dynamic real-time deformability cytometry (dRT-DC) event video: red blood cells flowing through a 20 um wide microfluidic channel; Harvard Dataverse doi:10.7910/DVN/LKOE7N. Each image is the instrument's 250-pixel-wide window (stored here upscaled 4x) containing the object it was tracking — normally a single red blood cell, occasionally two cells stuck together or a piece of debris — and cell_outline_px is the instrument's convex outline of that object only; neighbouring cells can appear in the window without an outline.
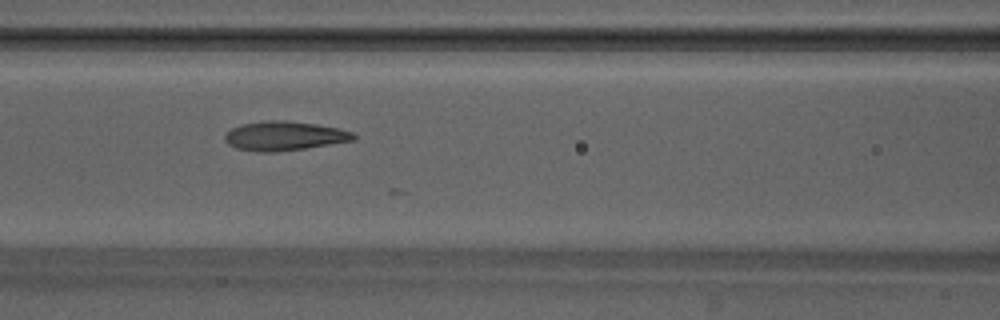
{"species": "Egyptian fruit bat (a non-hibernating species)", "species_latin": "Rousettus aegyptiacus", "temperature_condition": "warm", "stored_images_in_passage": 23, "camera_frame_rate_fps": 3000, "um_per_image_px": 0.085, "animal": {"sex": "male"}, "frame": {"image": 1, "passage_image": 13, "time_ms": 4.0, "image_size_px": [1000, 320], "cell_outline_px": [[356, 136], [352, 140], [304, 148], [272, 152], [256, 152], [236, 148], [228, 144], [224, 140], [224, 136], [232, 128], [240, 124], [268, 120], [284, 120], [316, 124], [336, 128], [352, 132]], "centroid_in_image_um": [24.1, 11.55], "position_along_channel_um": 142.5, "area_um2": 21.62}}
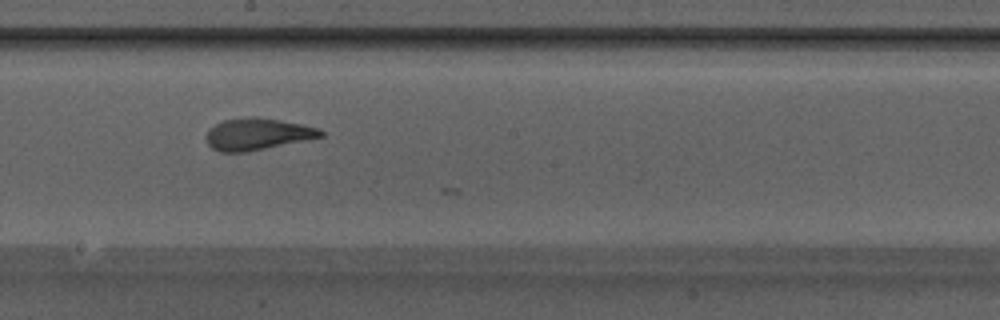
{"frame": {"image": 2, "passage_image": 19, "time_ms": 6.0, "image_size_px": [1000, 320], "cell_outline_px": [[324, 136], [248, 152], [220, 152], [212, 148], [208, 144], [204, 136], [208, 128], [224, 120], [248, 116], [256, 116], [280, 120], [320, 128], [324, 132]], "centroid_in_image_um": [21.84, 11.39], "position_along_channel_um": 226.4, "area_um2": 21.39}}